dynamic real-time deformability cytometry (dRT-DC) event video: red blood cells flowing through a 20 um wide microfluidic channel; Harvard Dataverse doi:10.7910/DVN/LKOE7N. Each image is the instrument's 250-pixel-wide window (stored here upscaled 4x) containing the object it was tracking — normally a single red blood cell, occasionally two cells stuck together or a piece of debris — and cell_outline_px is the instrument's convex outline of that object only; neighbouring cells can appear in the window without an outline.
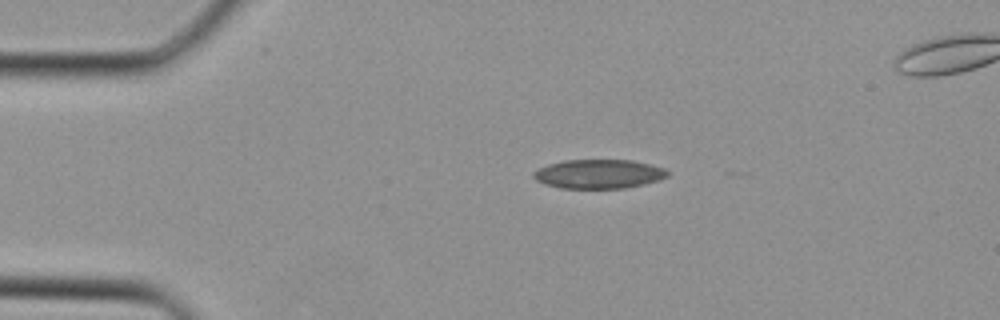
{"species": "Egyptian fruit bat (a non-hibernating species)", "species_latin": "Rousettus aegyptiacus", "temperature_condition": "cold", "stored_images_in_passage": 34, "segment_of_instrument_passage": [1, 2], "camera_frame_rate_fps": 3000, "um_per_image_px": 0.085, "animal": {"sex": "female"}, "frame": {"image": 1, "passage_image": 3, "time_ms": 0.667, "image_size_px": [1000, 320], "cell_outline_px": [[668, 176], [660, 180], [644, 184], [624, 188], [560, 188], [544, 184], [536, 180], [532, 176], [532, 172], [548, 164], [564, 160], [632, 160], [664, 168], [668, 172]], "centroid_in_image_um": [50.87, 14.79], "position_along_channel_um": 34.1, "area_um2": 22.72}}
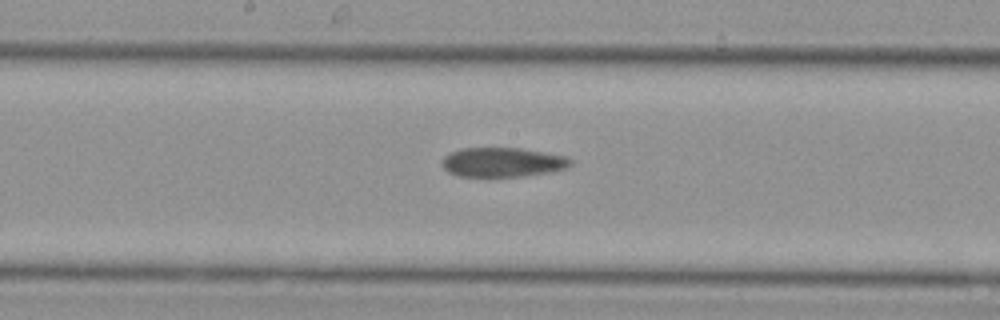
{"frame": {"image": 2, "passage_image": 15, "time_ms": 4.667, "image_size_px": [1000, 320], "cell_outline_px": [[572, 164], [568, 168], [552, 172], [524, 176], [460, 176], [448, 172], [444, 168], [444, 156], [452, 152], [464, 148], [520, 148], [564, 156], [572, 160]], "centroid_in_image_um": [42.77, 13.79], "position_along_channel_um": 205.4, "area_um2": 21.79}}
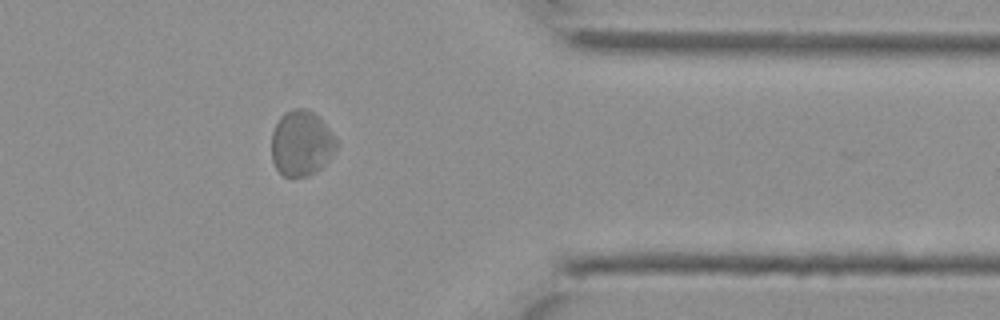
{"frame": {"image": 3, "passage_image": 26, "time_ms": 8.333, "image_size_px": [1000, 320], "cell_outline_px": [[336, 148], [328, 160], [316, 172], [308, 176], [284, 176], [276, 168], [272, 160], [272, 132], [280, 116], [284, 112], [292, 108], [304, 108], [320, 116], [332, 132], [336, 140]], "centroid_in_image_um": [25.61, 12.15], "position_along_channel_um": 385.8, "area_um2": 24.74}}